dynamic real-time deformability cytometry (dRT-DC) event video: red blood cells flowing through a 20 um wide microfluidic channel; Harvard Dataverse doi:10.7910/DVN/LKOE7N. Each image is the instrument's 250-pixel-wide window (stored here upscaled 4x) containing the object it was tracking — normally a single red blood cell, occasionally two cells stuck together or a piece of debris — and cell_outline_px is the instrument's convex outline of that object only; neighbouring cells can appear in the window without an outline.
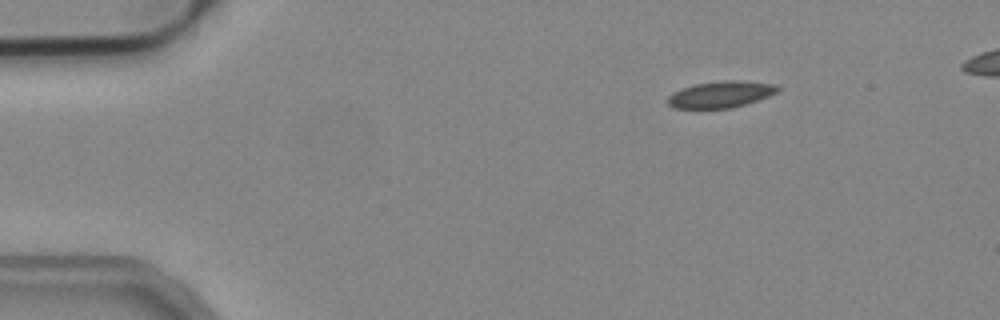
{"species": "common noctule bat (a hibernating species)", "species_latin": "Nyctalus noctula", "temperature_condition": "cold", "stored_images_in_passage": 41, "camera_frame_rate_fps": 3000, "um_per_image_px": 0.085, "animal": {"sex": "male", "body_mass_g": 19.2, "forearm_length_mm": 51.8}, "frame": {"image": 1, "passage_image": 1, "time_ms": 0.0, "image_size_px": [1000, 320], "cell_outline_px": [[780, 88], [776, 92], [768, 96], [732, 108], [676, 108], [668, 104], [668, 96], [672, 92], [680, 88], [696, 84], [720, 80], [740, 80], [776, 84]], "centroid_in_image_um": [61.24, 8.01], "position_along_channel_um": 23.8, "area_um2": 16.94}}
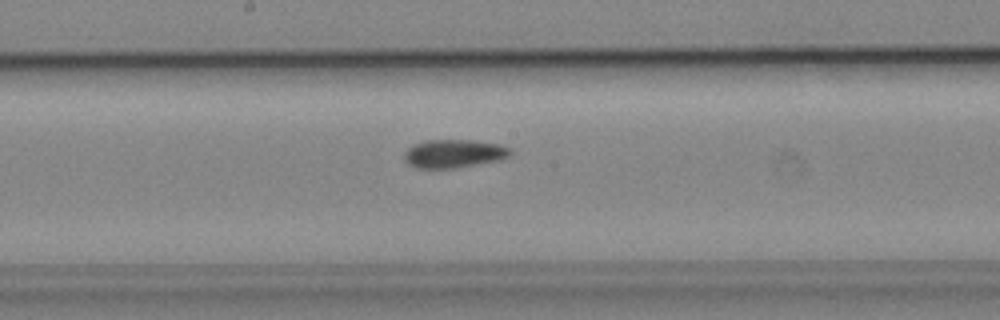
{"frame": {"image": 2, "passage_image": 21, "time_ms": 6.667, "image_size_px": [1000, 320], "cell_outline_px": [[512, 152], [508, 156], [500, 160], [456, 168], [416, 168], [408, 164], [404, 160], [404, 152], [412, 144], [424, 140], [472, 140], [500, 144], [512, 148]], "centroid_in_image_um": [38.57, 13.05], "position_along_channel_um": 209.6, "area_um2": 17.74}}
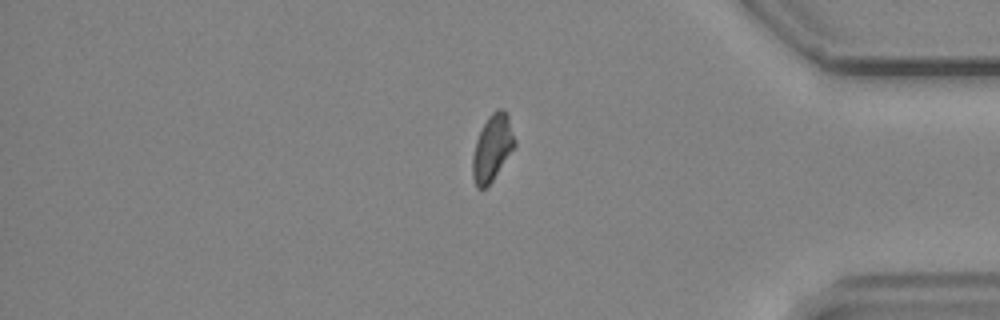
{"frame": {"image": 3, "passage_image": 37, "time_ms": 12.0, "image_size_px": [1000, 320], "cell_outline_px": [[516, 144], [492, 180], [484, 188], [476, 188], [472, 176], [472, 156], [476, 140], [488, 116], [496, 108], [504, 108], [508, 112], [516, 140]], "centroid_in_image_um": [41.85, 12.51], "position_along_channel_um": 393.3, "area_um2": 16.3}}